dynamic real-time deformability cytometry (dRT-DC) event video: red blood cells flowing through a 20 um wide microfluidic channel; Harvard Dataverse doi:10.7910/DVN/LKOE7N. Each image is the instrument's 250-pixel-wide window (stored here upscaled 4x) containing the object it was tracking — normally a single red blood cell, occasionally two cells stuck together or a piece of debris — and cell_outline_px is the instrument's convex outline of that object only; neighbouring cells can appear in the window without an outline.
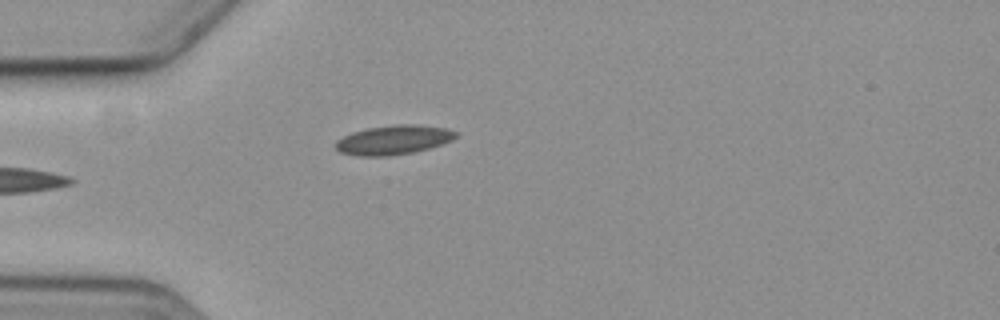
{"species": "common noctule bat (a hibernating species)", "species_latin": "Nyctalus noctula", "temperature_condition": "cold", "stored_images_in_passage": 2, "camera_frame_rate_fps": 3000, "um_per_image_px": 0.085, "animal": {"sex": "female", "body_mass_g": 19.3, "forearm_length_mm": 54.1}, "frame": {"image": 1, "passage_image": 2, "time_ms": 1.333, "image_size_px": [1000, 320], "cell_outline_px": [[460, 136], [452, 140], [428, 148], [412, 152], [388, 156], [356, 156], [340, 152], [332, 144], [336, 140], [352, 132], [364, 128], [396, 124], [416, 124], [444, 128], [460, 132]], "centroid_in_image_um": [33.43, 11.88], "position_along_channel_um": 51.6, "area_um2": 20.75}}